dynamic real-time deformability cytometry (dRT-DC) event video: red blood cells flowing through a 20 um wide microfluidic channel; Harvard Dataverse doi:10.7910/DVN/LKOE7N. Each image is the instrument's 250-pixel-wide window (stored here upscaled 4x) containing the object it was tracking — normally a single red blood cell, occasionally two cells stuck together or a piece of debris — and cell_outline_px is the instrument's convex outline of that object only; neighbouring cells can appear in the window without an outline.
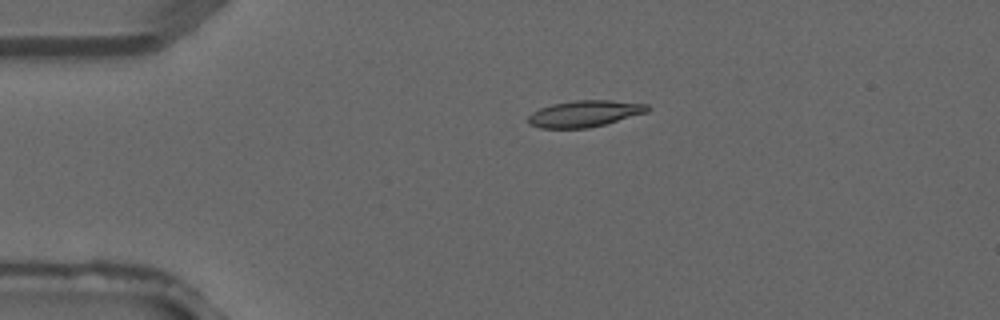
{"species": "common noctule bat (a hibernating species)", "species_latin": "Nyctalus noctula", "temperature_condition": "warm", "stored_images_in_passage": 2, "camera_frame_rate_fps": 3000, "um_per_image_px": 0.085, "animal": {"sex": "male", "forearm_length_mm": 52.5}, "frame": {"image": 1, "passage_image": 1, "time_ms": 0.0, "image_size_px": [1000, 320], "cell_outline_px": [[648, 112], [604, 124], [588, 128], [540, 128], [528, 124], [528, 116], [532, 112], [540, 108], [552, 104], [576, 100], [608, 100], [648, 104]], "centroid_in_image_um": [49.66, 9.66], "position_along_channel_um": 35.3, "area_um2": 18.26}}